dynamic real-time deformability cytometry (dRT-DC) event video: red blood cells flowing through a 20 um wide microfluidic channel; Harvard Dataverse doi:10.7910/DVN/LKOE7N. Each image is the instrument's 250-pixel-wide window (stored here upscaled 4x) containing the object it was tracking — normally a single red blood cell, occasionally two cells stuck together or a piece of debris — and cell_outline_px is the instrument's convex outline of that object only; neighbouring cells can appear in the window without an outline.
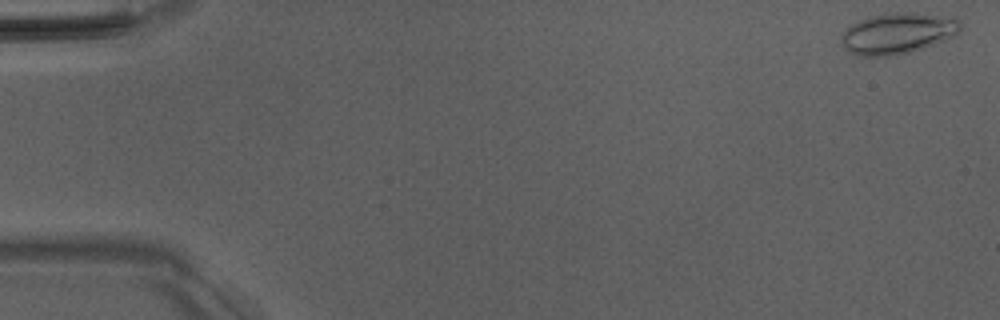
{"species": "Egyptian fruit bat (a non-hibernating species)", "species_latin": "Rousettus aegyptiacus", "temperature_condition": "room temperature", "stored_images_in_passage": 14, "camera_frame_rate_fps": 3000, "um_per_image_px": 0.085, "animal": {"sex": "male"}, "frame": {"image": 1, "passage_image": 1, "time_ms": 0.0, "image_size_px": [1000, 320], "cell_outline_px": [[960, 28], [956, 36], [924, 48], [908, 52], [888, 56], [860, 56], [848, 52], [844, 48], [840, 36], [852, 24], [868, 16], [896, 12], [916, 12], [956, 16], [960, 20]], "centroid_in_image_um": [76.35, 2.81], "position_along_channel_um": 8.6, "area_um2": 28.84}}